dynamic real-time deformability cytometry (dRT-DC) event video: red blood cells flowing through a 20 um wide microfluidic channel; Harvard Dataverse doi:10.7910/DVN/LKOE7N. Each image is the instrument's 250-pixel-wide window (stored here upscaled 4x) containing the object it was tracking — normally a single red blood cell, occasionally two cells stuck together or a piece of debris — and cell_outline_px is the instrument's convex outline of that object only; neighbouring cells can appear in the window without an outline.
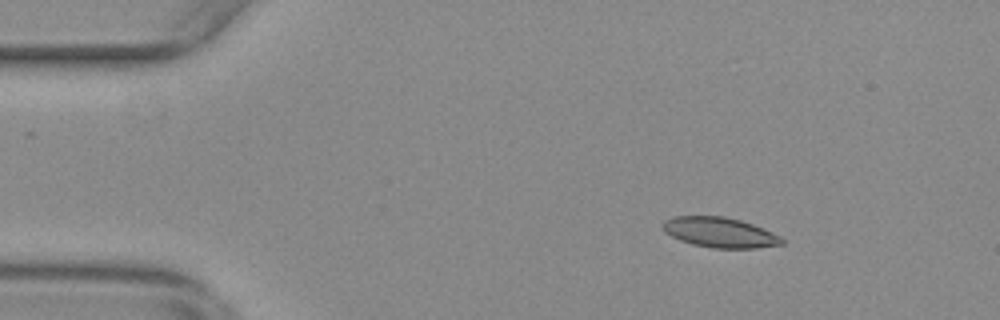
{"species": "common noctule bat (a hibernating species)", "species_latin": "Nyctalus noctula", "temperature_condition": "warm", "stored_images_in_passage": 55, "camera_frame_rate_fps": 3000, "um_per_image_px": 0.085, "animal": {"sex": "female", "body_mass_g": 29.2, "forearm_length_mm": 56.3}, "frame": {"image": 1, "passage_image": 8, "time_ms": 2.333, "image_size_px": [1000, 320], "cell_outline_px": [[784, 244], [756, 248], [712, 248], [692, 244], [680, 240], [664, 232], [660, 224], [664, 220], [672, 216], [724, 216], [740, 220], [752, 224], [772, 232], [780, 236], [784, 240]], "centroid_in_image_um": [61.15, 19.75], "position_along_channel_um": 23.9, "area_um2": 21.04}}
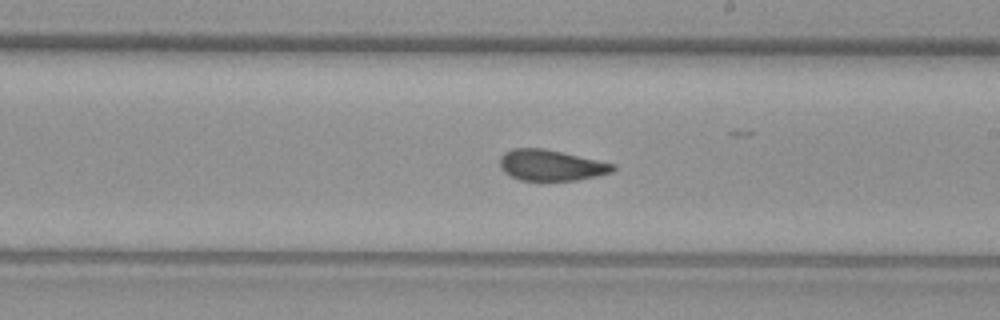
{"frame": {"image": 2, "passage_image": 32, "time_ms": 10.333, "image_size_px": [1000, 320], "cell_outline_px": [[616, 168], [612, 172], [596, 176], [576, 180], [520, 180], [504, 172], [500, 168], [500, 156], [504, 152], [512, 148], [544, 148], [616, 164]], "centroid_in_image_um": [46.82, 14.03], "position_along_channel_um": 242.2, "area_um2": 20.35}}
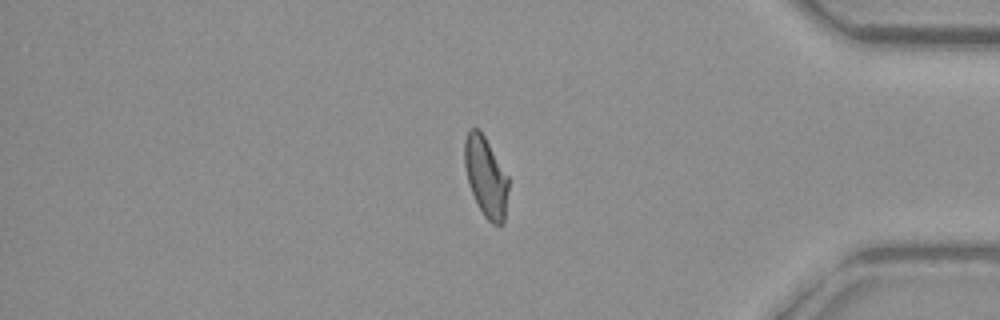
{"frame": {"image": 3, "passage_image": 47, "time_ms": 15.333, "image_size_px": [1000, 320], "cell_outline_px": [[508, 188], [504, 224], [492, 224], [484, 216], [468, 184], [464, 164], [464, 140], [468, 128], [480, 128], [508, 176]], "centroid_in_image_um": [41.28, 14.99], "position_along_channel_um": 393.9, "area_um2": 20.52}, "authors_computed_cell_mechanics": {"area_um2": 20.9814, "velocity_mm_per_s": 3.6543, "shape_relaxation_time_tau1_ms": null, "shape_relaxation_time_tau2_ms": 1.8806, "deformation_change_tau1": null, "deformation_change_tau2": 0.0787}}